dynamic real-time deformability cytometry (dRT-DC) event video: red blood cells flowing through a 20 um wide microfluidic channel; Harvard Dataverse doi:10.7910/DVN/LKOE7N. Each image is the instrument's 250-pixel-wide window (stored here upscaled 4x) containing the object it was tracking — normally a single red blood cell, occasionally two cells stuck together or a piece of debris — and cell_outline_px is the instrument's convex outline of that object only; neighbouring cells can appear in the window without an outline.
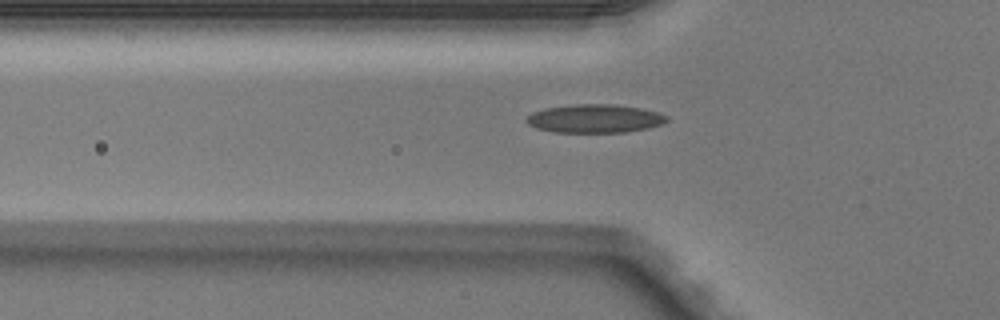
{"species": "Egyptian fruit bat (a non-hibernating species)", "species_latin": "Rousettus aegyptiacus", "temperature_condition": "warm", "stored_images_in_passage": 32, "camera_frame_rate_fps": 3000, "um_per_image_px": 0.085, "animal": {"sex": "male"}, "frame": {"image": 1, "passage_image": 3, "time_ms": 0.667, "image_size_px": [1000, 320], "cell_outline_px": [[668, 120], [664, 124], [648, 128], [624, 132], [552, 132], [536, 128], [528, 124], [524, 120], [532, 112], [544, 108], [576, 104], [612, 104], [640, 108], [656, 112], [668, 116]], "centroid_in_image_um": [50.54, 10.08], "position_along_channel_um": 75.3, "area_um2": 23.29}}
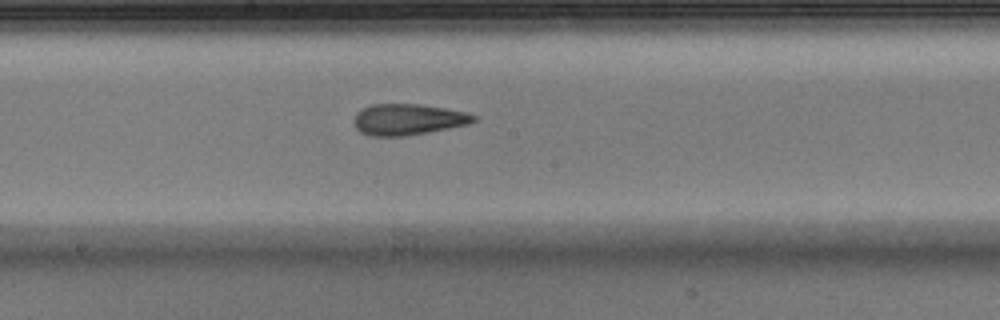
{"frame": {"image": 2, "passage_image": 13, "time_ms": 4.0, "image_size_px": [1000, 320], "cell_outline_px": [[476, 120], [468, 124], [428, 132], [404, 136], [372, 136], [360, 132], [356, 128], [356, 112], [372, 104], [420, 104], [468, 112], [476, 116]], "centroid_in_image_um": [34.7, 10.15], "position_along_channel_um": 213.5, "area_um2": 21.5}}
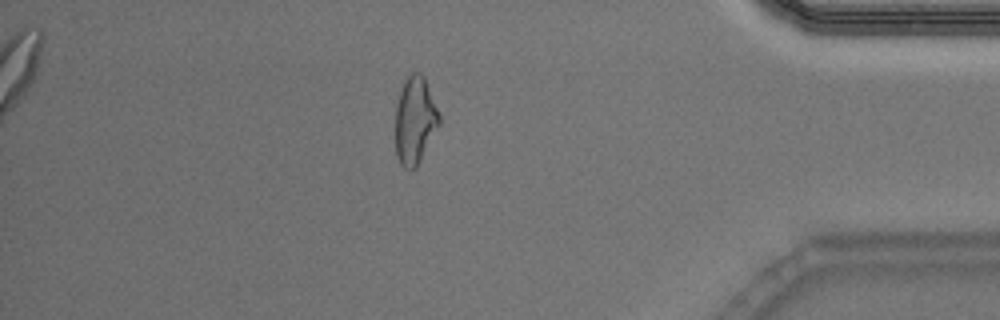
{"frame": {"image": 3, "passage_image": 29, "time_ms": 9.333, "image_size_px": [1000, 320], "cell_outline_px": [[440, 124], [416, 168], [404, 168], [400, 164], [396, 156], [396, 104], [404, 80], [412, 72], [420, 72], [424, 76], [440, 116]], "centroid_in_image_um": [35.27, 10.23], "position_along_channel_um": 399.9, "area_um2": 22.2}, "authors_computed_cell_mechanics": {"area_um2": 22.0507, "velocity_mm_per_s": 4.1147, "shape_relaxation_time_tau1_ms": null, "shape_relaxation_time_tau2_ms": 2.6479, "deformation_change_tau1": null, "deformation_change_tau2": 0.1238}}